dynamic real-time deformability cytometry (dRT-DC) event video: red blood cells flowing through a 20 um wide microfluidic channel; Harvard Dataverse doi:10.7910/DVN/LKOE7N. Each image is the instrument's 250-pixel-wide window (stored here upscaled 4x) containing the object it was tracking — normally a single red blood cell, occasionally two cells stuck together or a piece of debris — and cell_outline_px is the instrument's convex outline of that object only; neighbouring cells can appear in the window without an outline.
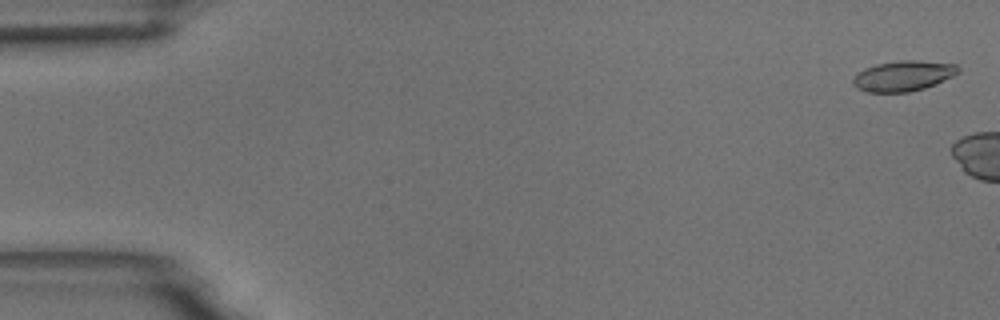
{"species": "common noctule bat (a hibernating species)", "species_latin": "Nyctalus noctula", "temperature_condition": "room temperature", "stored_images_in_passage": 3, "camera_frame_rate_fps": 3000, "um_per_image_px": 0.085, "animal": {"sex": "male", "body_mass_g": 18.8}, "frame": {"image": 1, "passage_image": 1, "time_ms": 0.0, "image_size_px": [1000, 320], "cell_outline_px": [[960, 72], [936, 84], [924, 88], [908, 92], [868, 92], [856, 88], [852, 84], [852, 80], [864, 68], [876, 64], [900, 60], [920, 60], [956, 64], [960, 68]], "centroid_in_image_um": [76.79, 6.44], "position_along_channel_um": 8.2, "area_um2": 18.67}}